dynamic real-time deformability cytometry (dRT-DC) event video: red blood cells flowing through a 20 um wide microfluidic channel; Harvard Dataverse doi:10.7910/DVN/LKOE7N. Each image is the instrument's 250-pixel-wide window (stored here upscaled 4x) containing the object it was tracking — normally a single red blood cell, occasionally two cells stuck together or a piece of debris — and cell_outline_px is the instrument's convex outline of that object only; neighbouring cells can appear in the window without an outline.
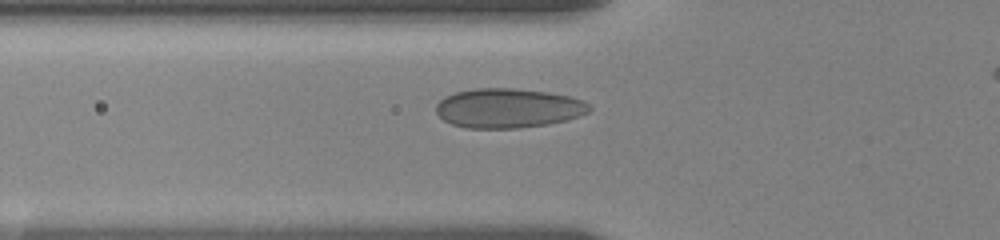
{"species": "human", "species_latin": "Homo sapiens", "temperature_condition": "room temperature", "stored_images_in_passage": 41, "camera_frame_rate_fps": 3000, "um_per_image_px": 0.085, "donor": {"sex": "female"}, "frame": {"image": 1, "passage_image": 8, "time_ms": 2.667, "image_size_px": [1000, 240], "cell_outline_px": [[592, 108], [588, 112], [564, 120], [548, 124], [520, 128], [464, 128], [452, 124], [444, 120], [436, 112], [436, 104], [444, 96], [456, 92], [476, 88], [512, 88], [548, 92], [568, 96], [584, 100]], "centroid_in_image_um": [43.16, 9.19], "position_along_channel_um": 82.6, "area_um2": 35.2}}
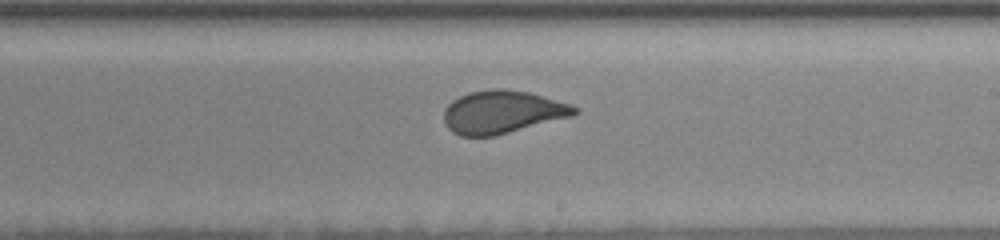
{"frame": {"image": 2, "passage_image": 21, "time_ms": 7.333, "image_size_px": [1000, 240], "cell_outline_px": [[580, 112], [572, 116], [492, 136], [460, 136], [452, 132], [448, 128], [444, 120], [444, 112], [448, 104], [452, 100], [468, 92], [492, 88], [504, 88], [528, 92], [572, 104], [580, 108]], "centroid_in_image_um": [42.71, 9.5], "position_along_channel_um": 246.3, "area_um2": 32.66}}
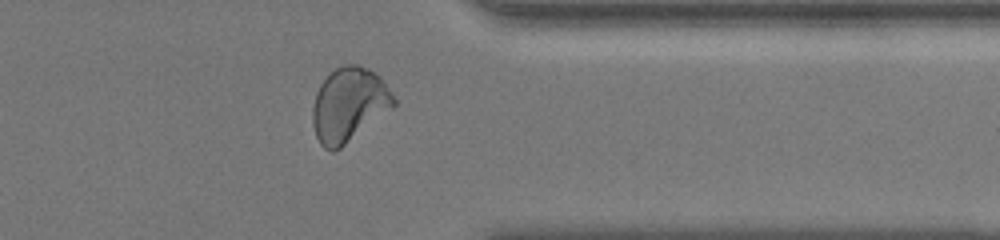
{"frame": {"image": 3, "passage_image": 32, "time_ms": 11.333, "image_size_px": [1000, 240], "cell_outline_px": [[396, 104], [392, 108], [340, 148], [332, 152], [324, 148], [320, 144], [316, 136], [312, 124], [312, 108], [316, 92], [320, 84], [336, 68], [344, 64], [360, 64], [376, 72], [380, 76], [396, 100]], "centroid_in_image_um": [29.64, 8.89], "position_along_channel_um": 381.8, "area_um2": 34.91}}